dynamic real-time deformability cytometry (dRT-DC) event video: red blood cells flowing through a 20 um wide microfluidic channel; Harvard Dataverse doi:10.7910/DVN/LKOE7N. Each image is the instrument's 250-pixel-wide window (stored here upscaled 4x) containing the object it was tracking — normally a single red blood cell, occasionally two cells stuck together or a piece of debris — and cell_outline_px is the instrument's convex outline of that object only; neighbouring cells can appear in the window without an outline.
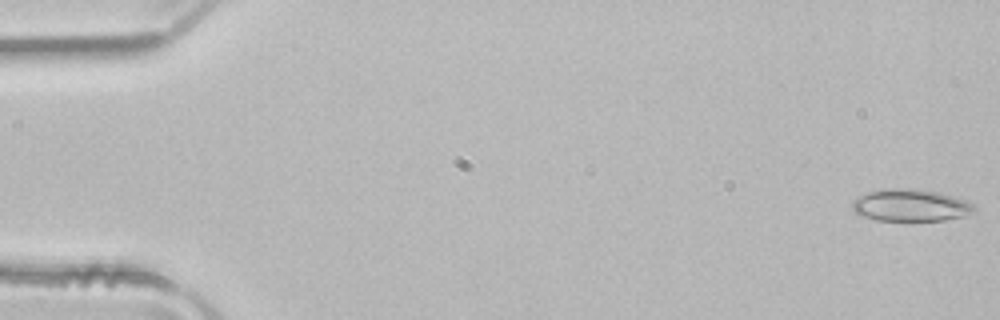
{"species": "common noctule bat (a hibernating species)", "species_latin": "Nyctalus noctula", "temperature_condition": "room temperature", "stored_images_in_passage": 51, "camera_frame_rate_fps": 3000, "um_per_image_px": 0.085, "animal": {"sex": "male", "body_mass_g": 21.5, "forearm_length_mm": 52.0}, "frame": {"image": 1, "passage_image": 1, "time_ms": 0.0, "image_size_px": [1000, 320], "cell_outline_px": [[976, 212], [964, 216], [944, 220], [876, 220], [864, 216], [856, 212], [852, 208], [852, 200], [856, 196], [868, 192], [892, 188], [908, 188], [936, 192], [968, 200], [976, 208]], "centroid_in_image_um": [77.41, 17.45], "position_along_channel_um": 7.6, "area_um2": 22.72}}
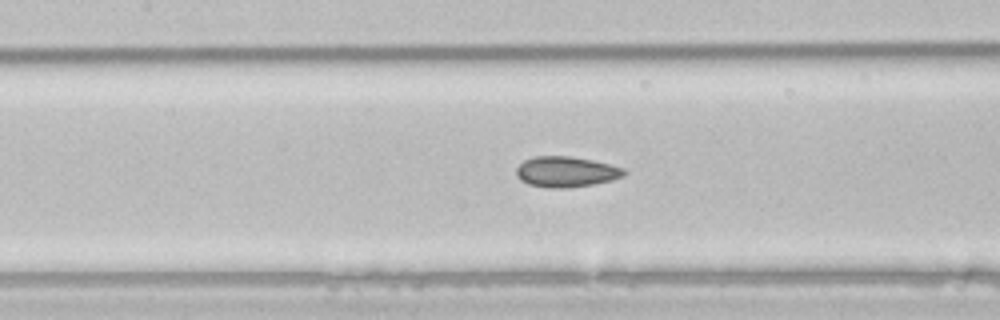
{"frame": {"image": 2, "passage_image": 23, "time_ms": 7.333, "image_size_px": [1000, 320], "cell_outline_px": [[628, 172], [624, 176], [612, 180], [592, 184], [568, 188], [552, 188], [528, 184], [520, 180], [516, 176], [516, 168], [524, 160], [536, 156], [568, 156], [592, 160], [624, 168]], "centroid_in_image_um": [48.12, 14.6], "position_along_channel_um": 159.3, "area_um2": 19.19}}
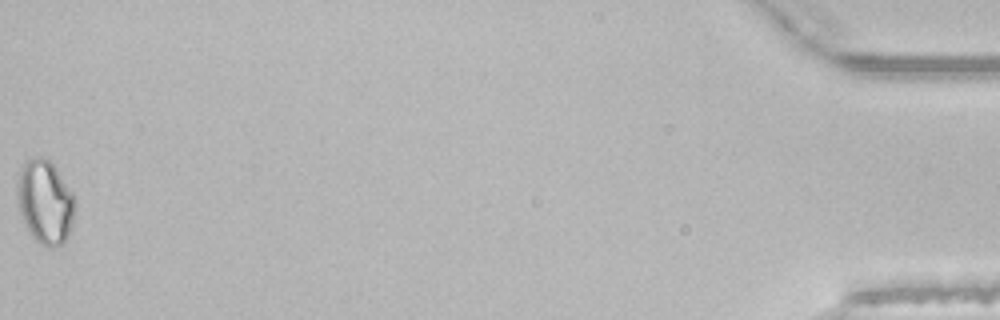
{"frame": {"image": 3, "passage_image": 51, "time_ms": 16.667, "image_size_px": [1000, 320], "cell_outline_px": [[76, 208], [68, 236], [64, 244], [52, 248], [48, 248], [40, 244], [32, 236], [20, 212], [16, 200], [16, 180], [20, 168], [24, 160], [32, 156], [40, 156], [48, 160], [52, 164], [76, 196]], "centroid_in_image_um": [3.83, 17.15], "position_along_channel_um": 431.4, "area_um2": 28.78}, "authors_computed_cell_mechanics": {"area_um2": 20.1144, "velocity_mm_per_s": 4.0046, "shape_relaxation_time_tau1_ms": null, "shape_relaxation_time_tau2_ms": 1.841, "deformation_change_tau1": null, "deformation_change_tau2": 0.0648}}